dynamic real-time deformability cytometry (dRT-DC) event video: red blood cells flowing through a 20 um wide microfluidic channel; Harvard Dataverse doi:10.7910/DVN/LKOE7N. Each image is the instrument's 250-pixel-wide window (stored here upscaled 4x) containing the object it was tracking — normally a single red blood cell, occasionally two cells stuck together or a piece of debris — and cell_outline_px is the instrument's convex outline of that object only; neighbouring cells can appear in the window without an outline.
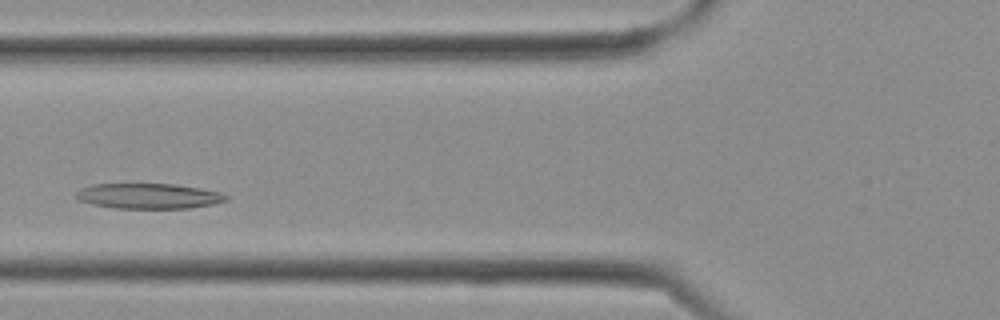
{"species": "Egyptian fruit bat (a non-hibernating species)", "species_latin": "Rousettus aegyptiacus", "temperature_condition": "cold", "stored_images_in_passage": 13, "camera_frame_rate_fps": 3000, "um_per_image_px": 0.085, "frame": {"image": 1, "passage_image": 6, "time_ms": 1.667, "image_size_px": [1000, 320], "cell_outline_px": [[228, 200], [212, 204], [188, 208], [116, 208], [92, 204], [76, 200], [72, 196], [80, 188], [92, 184], [176, 184], [200, 188], [220, 192], [228, 196]], "centroid_in_image_um": [12.57, 16.66], "position_along_channel_um": 113.2, "area_um2": 22.25}}
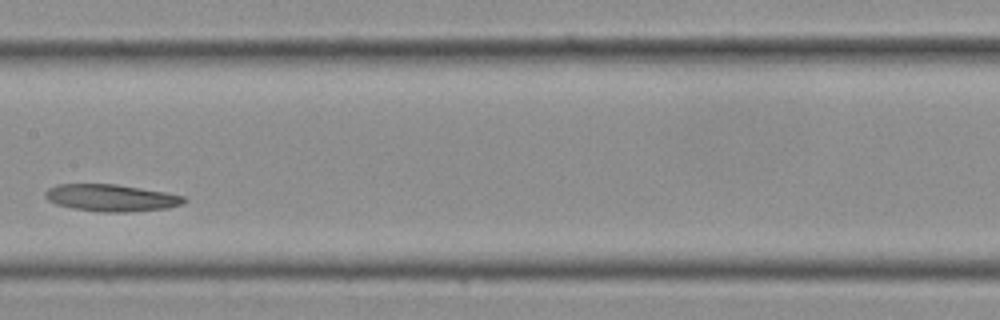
{"frame": {"image": 2, "passage_image": 10, "time_ms": 3.0, "image_size_px": [1000, 320], "cell_outline_px": [[188, 200], [180, 204], [168, 208], [128, 212], [100, 212], [72, 208], [56, 204], [48, 200], [44, 196], [44, 192], [48, 188], [56, 184], [116, 184], [164, 192], [184, 196]], "centroid_in_image_um": [9.42, 16.81], "position_along_channel_um": 198.0, "area_um2": 21.85}}
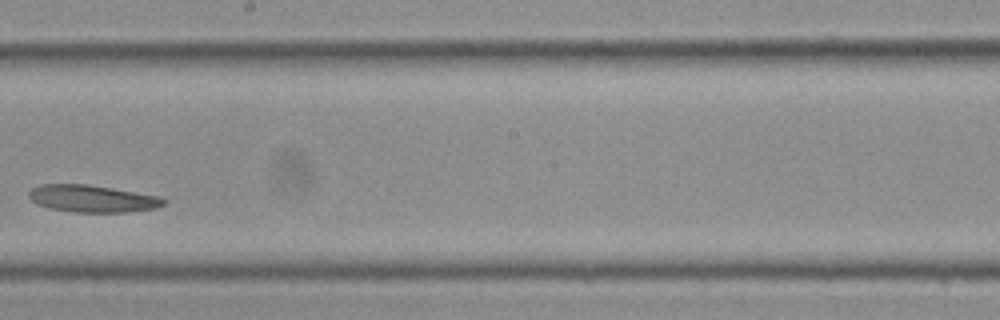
{"frame": {"image": 3, "passage_image": 12, "time_ms": 3.667, "image_size_px": [1000, 320], "cell_outline_px": [[168, 200], [164, 204], [156, 208], [128, 212], [72, 212], [48, 208], [36, 204], [28, 196], [28, 192], [32, 188], [40, 184], [88, 184], [160, 196]], "centroid_in_image_um": [7.84, 16.88], "position_along_channel_um": 240.4, "area_um2": 21.5}}